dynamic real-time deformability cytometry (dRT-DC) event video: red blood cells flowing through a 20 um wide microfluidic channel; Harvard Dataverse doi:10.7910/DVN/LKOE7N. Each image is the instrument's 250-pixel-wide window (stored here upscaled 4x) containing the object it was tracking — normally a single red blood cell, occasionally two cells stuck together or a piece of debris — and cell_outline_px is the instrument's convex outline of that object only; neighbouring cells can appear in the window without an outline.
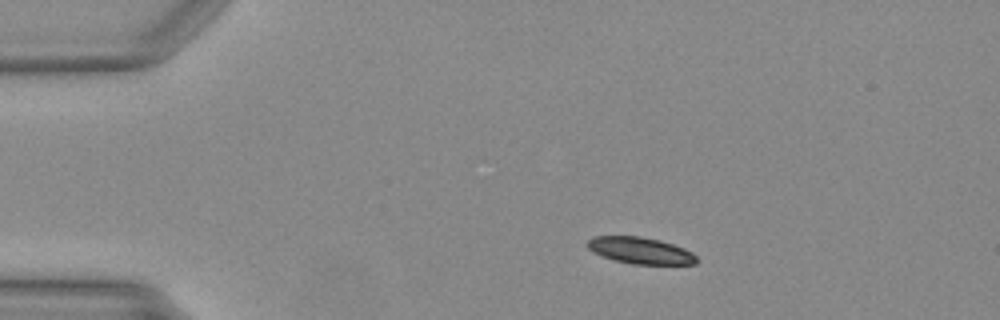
{"species": "Egyptian fruit bat (a non-hibernating species)", "species_latin": "Rousettus aegyptiacus", "temperature_condition": "warm", "stored_images_in_passage": 41, "camera_frame_rate_fps": 3000, "um_per_image_px": 0.085, "animal": {"sex": "female"}, "frame": {"image": 1, "passage_image": 1, "time_ms": 0.0, "image_size_px": [1000, 320], "cell_outline_px": [[696, 264], [632, 264], [616, 260], [592, 252], [584, 244], [588, 240], [596, 236], [640, 236], [660, 240], [684, 248], [692, 252], [696, 256]], "centroid_in_image_um": [54.41, 21.28], "position_along_channel_um": 30.6, "area_um2": 16.82}}
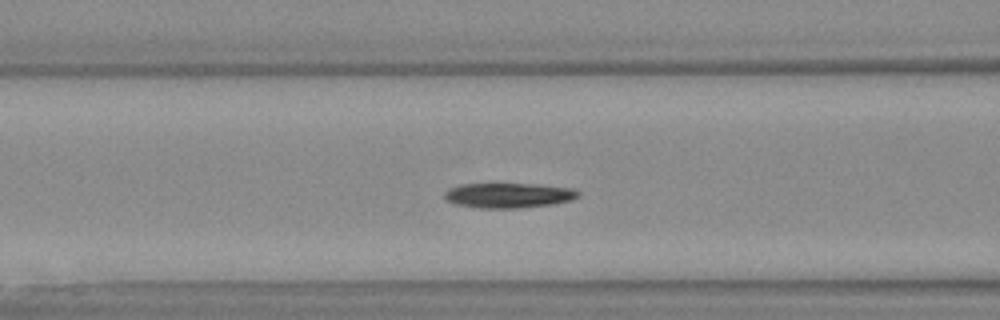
{"frame": {"image": 2, "passage_image": 12, "time_ms": 3.667, "image_size_px": [1000, 320], "cell_outline_px": [[580, 196], [572, 200], [552, 204], [520, 208], [480, 208], [452, 204], [444, 200], [444, 192], [448, 188], [460, 184], [532, 184], [572, 188], [580, 192]], "centroid_in_image_um": [43.18, 16.61], "position_along_channel_um": 123.4, "area_um2": 19.65}}
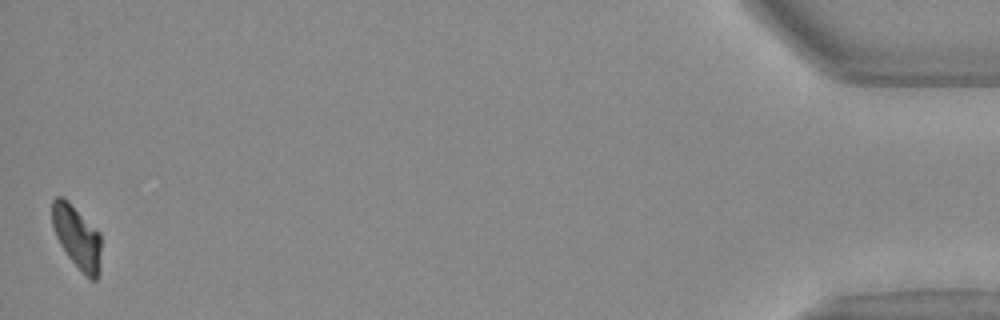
{"frame": {"image": 3, "passage_image": 41, "time_ms": 13.333, "image_size_px": [1000, 320], "cell_outline_px": [[100, 268], [96, 280], [88, 280], [68, 256], [60, 244], [56, 236], [52, 224], [52, 200], [56, 196], [60, 196], [68, 200], [100, 232]], "centroid_in_image_um": [6.55, 20.15], "position_along_channel_um": 428.7, "area_um2": 18.09}}